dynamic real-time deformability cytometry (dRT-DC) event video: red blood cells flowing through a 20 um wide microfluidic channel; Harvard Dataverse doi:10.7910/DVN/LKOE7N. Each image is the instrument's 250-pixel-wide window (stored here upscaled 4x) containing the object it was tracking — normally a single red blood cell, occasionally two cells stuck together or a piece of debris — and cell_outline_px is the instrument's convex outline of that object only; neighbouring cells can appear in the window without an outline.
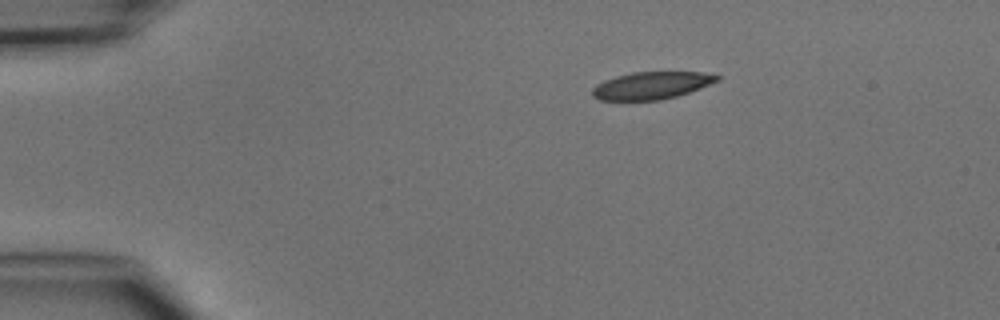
{"species": "common noctule bat (a hibernating species)", "species_latin": "Nyctalus noctula", "temperature_condition": "cold", "stored_images_in_passage": 4, "camera_frame_rate_fps": 3000, "um_per_image_px": 0.085, "animal": {"sex": "male", "body_mass_g": 15.6}, "frame": {"image": 1, "passage_image": 1, "time_ms": 0.0, "image_size_px": [1000, 320], "cell_outline_px": [[720, 80], [700, 88], [676, 96], [660, 100], [600, 100], [592, 96], [592, 88], [596, 84], [604, 80], [616, 76], [632, 72], [700, 72], [720, 76]], "centroid_in_image_um": [55.34, 7.26], "position_along_channel_um": 29.7, "area_um2": 19.83}}
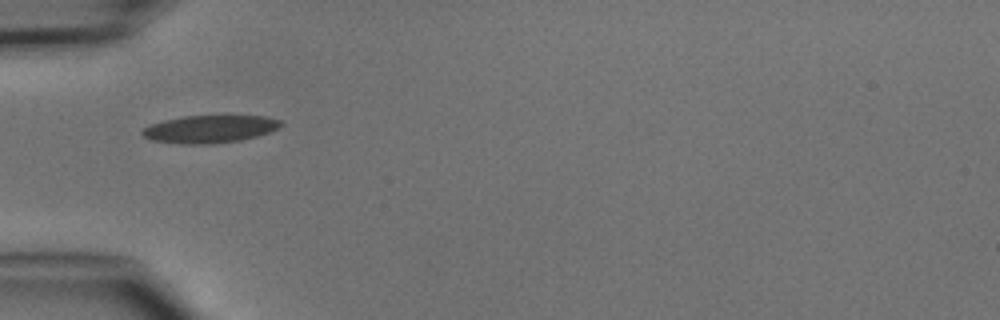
{"frame": {"image": 2, "passage_image": 3, "time_ms": 2.333, "image_size_px": [1000, 320], "cell_outline_px": [[284, 124], [280, 128], [256, 136], [240, 140], [212, 144], [180, 144], [152, 140], [144, 136], [140, 132], [144, 128], [152, 124], [164, 120], [184, 116], [268, 116], [280, 120]], "centroid_in_image_um": [17.86, 10.97], "position_along_channel_um": 67.1, "area_um2": 22.25}}